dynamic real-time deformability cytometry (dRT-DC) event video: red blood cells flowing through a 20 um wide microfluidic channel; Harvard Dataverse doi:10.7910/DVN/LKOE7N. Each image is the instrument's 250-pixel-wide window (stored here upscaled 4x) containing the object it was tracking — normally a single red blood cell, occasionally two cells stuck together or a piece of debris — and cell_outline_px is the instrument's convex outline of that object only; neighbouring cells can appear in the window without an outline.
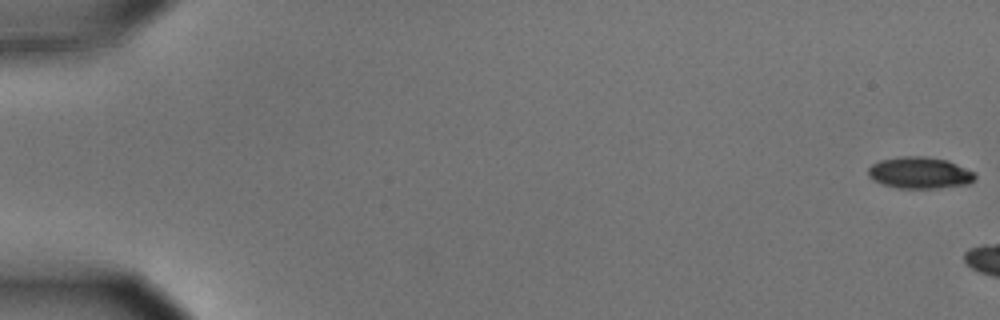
{"species": "common noctule bat (a hibernating species)", "species_latin": "Nyctalus noctula", "temperature_condition": "cold", "stored_images_in_passage": 6, "camera_frame_rate_fps": 3000, "um_per_image_px": 0.085, "animal": {"sex": "male", "body_mass_g": 15.6}, "frame": {"image": 1, "passage_image": 1, "time_ms": 0.0, "image_size_px": [1000, 320], "cell_outline_px": [[976, 176], [968, 184], [940, 188], [900, 188], [884, 184], [872, 180], [868, 176], [868, 168], [872, 164], [880, 160], [900, 156], [924, 156], [948, 160], [972, 172]], "centroid_in_image_um": [78.13, 14.68], "position_along_channel_um": 6.9, "area_um2": 19.54}}